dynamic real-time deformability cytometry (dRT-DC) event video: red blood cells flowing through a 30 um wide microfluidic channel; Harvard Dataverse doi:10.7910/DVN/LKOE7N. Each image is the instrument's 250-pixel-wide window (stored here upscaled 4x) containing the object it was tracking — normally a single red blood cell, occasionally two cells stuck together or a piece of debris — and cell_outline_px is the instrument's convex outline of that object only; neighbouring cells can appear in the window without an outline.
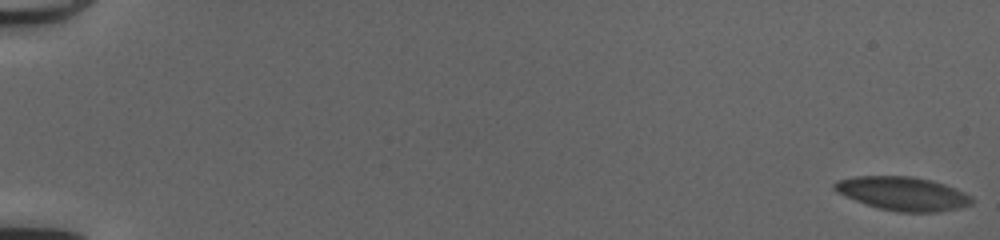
{"species": "common noctule bat (a hibernating species)", "species_latin": "Nyctalus noctula", "temperature_condition": "cold", "stored_images_in_passage": 54, "camera_frame_rate_fps": 3000, "um_per_image_px": 0.085, "animal": {"sex": "female", "body_mass_g": 20.0, "forearm_length_mm": 54.0}, "frame": {"image": 1, "passage_image": 1, "time_ms": 0.0, "image_size_px": [1000, 240], "cell_outline_px": [[972, 204], [932, 212], [900, 212], [880, 208], [856, 200], [832, 188], [832, 184], [840, 180], [856, 176], [908, 176], [928, 180], [952, 188], [968, 196], [972, 200]], "centroid_in_image_um": [76.66, 16.45], "position_along_channel_um": 8.3, "area_um2": 25.72}}
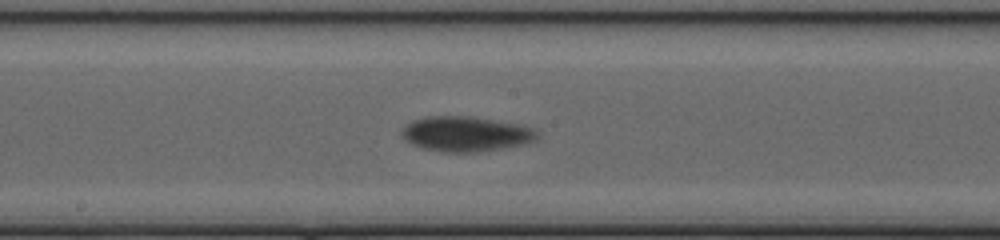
{"frame": {"image": 2, "passage_image": 31, "time_ms": 10.0, "image_size_px": [1000, 240], "cell_outline_px": [[536, 136], [532, 140], [520, 144], [476, 152], [444, 152], [424, 148], [408, 140], [404, 136], [404, 128], [412, 120], [424, 116], [472, 116], [516, 124], [532, 128], [536, 132]], "centroid_in_image_um": [39.56, 11.36], "position_along_channel_um": 208.6, "area_um2": 26.7}}
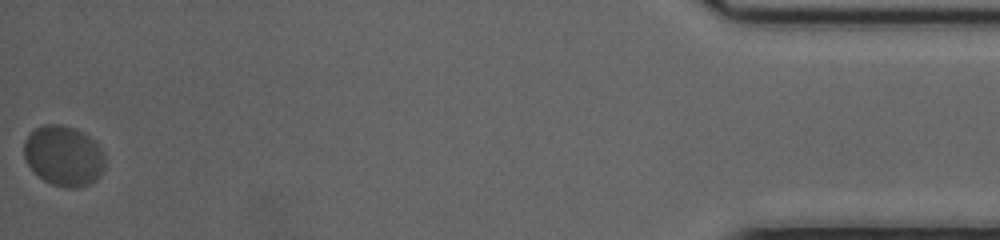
{"frame": {"image": 3, "passage_image": 54, "time_ms": 17.667, "image_size_px": [1000, 240], "cell_outline_px": [[104, 168], [100, 176], [88, 184], [76, 188], [68, 188], [52, 184], [44, 180], [28, 164], [24, 156], [24, 140], [36, 128], [44, 124], [60, 124], [72, 128], [88, 136], [104, 152]], "centroid_in_image_um": [5.41, 13.25], "position_along_channel_um": 429.8, "area_um2": 28.03}, "authors_computed_cell_mechanics": {"area_um2": 26.2701, "velocity_mm_per_s": 3.9816, "shape_relaxation_time_tau1_ms": 3.4845, "shape_relaxation_time_tau2_ms": null, "deformation_change_tau1": 0.0919, "deformation_change_tau2": null}}